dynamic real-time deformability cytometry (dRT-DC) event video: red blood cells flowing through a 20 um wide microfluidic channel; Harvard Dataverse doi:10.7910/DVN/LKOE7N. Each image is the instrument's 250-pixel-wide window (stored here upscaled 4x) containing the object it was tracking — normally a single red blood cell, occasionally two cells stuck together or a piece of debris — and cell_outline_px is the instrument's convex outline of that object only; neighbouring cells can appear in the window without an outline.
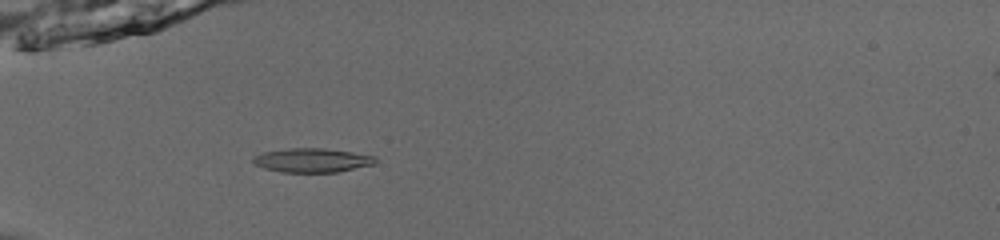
{"species": "common noctule bat (a hibernating species)", "species_latin": "Nyctalus noctula", "temperature_condition": "room temperature", "stored_images_in_passage": 30, "camera_frame_rate_fps": 3000, "um_per_image_px": 0.085, "animal": {"sex": "male", "body_mass_g": 13.0, "forearm_length_mm": 53.1}, "frame": {"image": 1, "passage_image": 2, "time_ms": 0.333, "image_size_px": [1000, 240], "cell_outline_px": [[376, 164], [336, 172], [280, 172], [264, 168], [256, 164], [252, 160], [252, 156], [264, 152], [288, 148], [324, 148], [352, 152], [376, 156]], "centroid_in_image_um": [26.54, 13.62], "position_along_channel_um": 58.5, "area_um2": 17.17}}
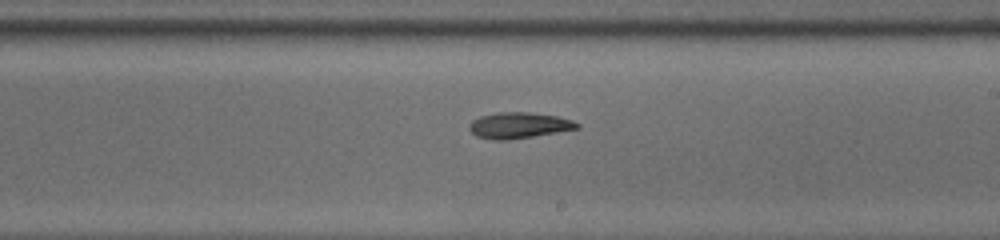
{"frame": {"image": 2, "passage_image": 17, "time_ms": 5.333, "image_size_px": [1000, 240], "cell_outline_px": [[580, 128], [508, 140], [496, 140], [476, 136], [468, 128], [468, 124], [472, 120], [480, 116], [496, 112], [528, 112], [556, 116], [572, 120], [580, 124]], "centroid_in_image_um": [44.07, 10.65], "position_along_channel_um": 244.9, "area_um2": 16.24}}
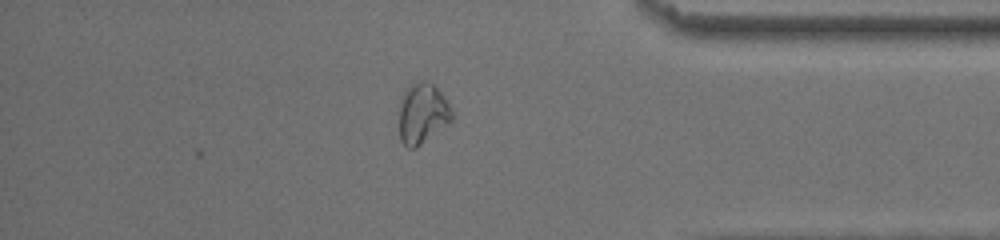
{"frame": {"image": 3, "passage_image": 30, "time_ms": 9.667, "image_size_px": [1000, 240], "cell_outline_px": [[452, 120], [416, 148], [408, 148], [400, 140], [400, 100], [408, 84], [420, 80], [428, 80], [440, 92], [452, 108]], "centroid_in_image_um": [35.9, 9.62], "position_along_channel_um": 399.3, "area_um2": 18.55}, "authors_computed_cell_mechanics": {"area_um2": 16.0684, "velocity_mm_per_s": 3.9174, "shape_relaxation_time_tau1_ms": 5.6163, "shape_relaxation_time_tau2_ms": null, "deformation_change_tau1": 0.1746, "deformation_change_tau2": null}}